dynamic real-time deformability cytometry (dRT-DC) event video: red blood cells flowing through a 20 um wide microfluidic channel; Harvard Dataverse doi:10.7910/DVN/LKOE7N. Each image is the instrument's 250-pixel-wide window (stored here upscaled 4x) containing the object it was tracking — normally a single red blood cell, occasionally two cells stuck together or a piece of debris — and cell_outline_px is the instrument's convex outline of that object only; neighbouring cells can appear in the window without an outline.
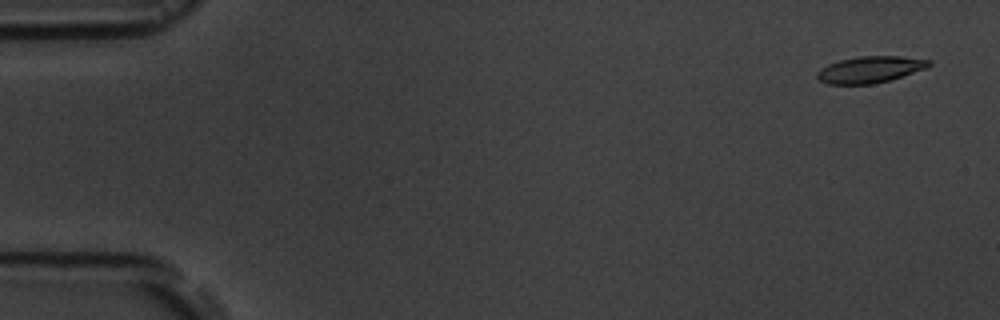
{"species": "common noctule bat (a hibernating species)", "species_latin": "Nyctalus noctula", "temperature_condition": "room temperature", "stored_images_in_passage": 6, "camera_frame_rate_fps": 3000, "um_per_image_px": 0.085, "animal": {"sex": "male", "body_mass_g": 19.5, "forearm_length_mm": 54.6}, "frame": {"image": 1, "passage_image": 1, "time_ms": 0.0, "image_size_px": [1000, 320], "cell_outline_px": [[932, 64], [928, 68], [888, 80], [872, 84], [828, 84], [820, 80], [816, 76], [816, 72], [820, 68], [828, 64], [840, 60], [860, 56], [900, 56], [932, 60]], "centroid_in_image_um": [73.96, 5.9], "position_along_channel_um": 11.0, "area_um2": 17.28}}